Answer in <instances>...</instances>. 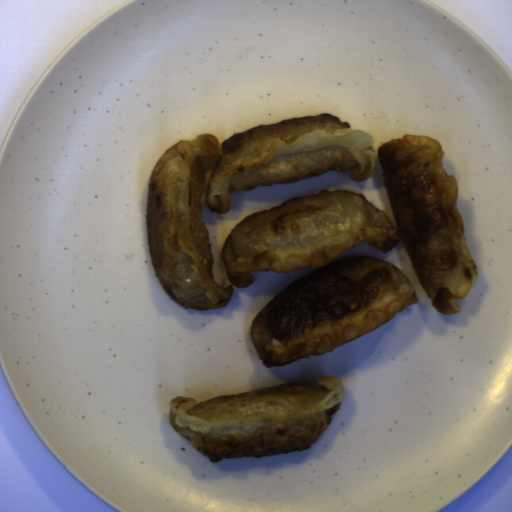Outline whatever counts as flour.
<instances>
[{"instance_id": "c2a2500e", "label": "flour", "mask_w": 512, "mask_h": 512, "mask_svg": "<svg viewBox=\"0 0 512 512\" xmlns=\"http://www.w3.org/2000/svg\"><path fill=\"white\" fill-rule=\"evenodd\" d=\"M440 141L403 134L377 147L394 225L364 194L337 188L287 199L246 215L223 240L219 258L229 286L213 280L214 255L202 206L229 212L232 192L286 185L329 170L363 182L374 176V136L322 112L235 132L222 144L210 133L179 140L150 169L145 200L147 245L160 286L183 310L228 306L252 272L317 268L277 292L251 320L249 335L266 368L332 352L417 304L395 264L349 255L360 243L382 253L402 240L411 267L444 315L458 314L478 280L457 209L458 180ZM331 262V263H330Z\"/></svg>"}, {"instance_id": "a7fe0414", "label": "flour", "mask_w": 512, "mask_h": 512, "mask_svg": "<svg viewBox=\"0 0 512 512\" xmlns=\"http://www.w3.org/2000/svg\"><path fill=\"white\" fill-rule=\"evenodd\" d=\"M344 383L325 375L317 385L297 382L259 387L198 401L169 400V424L213 463L310 449L340 410Z\"/></svg>"}]
</instances>
